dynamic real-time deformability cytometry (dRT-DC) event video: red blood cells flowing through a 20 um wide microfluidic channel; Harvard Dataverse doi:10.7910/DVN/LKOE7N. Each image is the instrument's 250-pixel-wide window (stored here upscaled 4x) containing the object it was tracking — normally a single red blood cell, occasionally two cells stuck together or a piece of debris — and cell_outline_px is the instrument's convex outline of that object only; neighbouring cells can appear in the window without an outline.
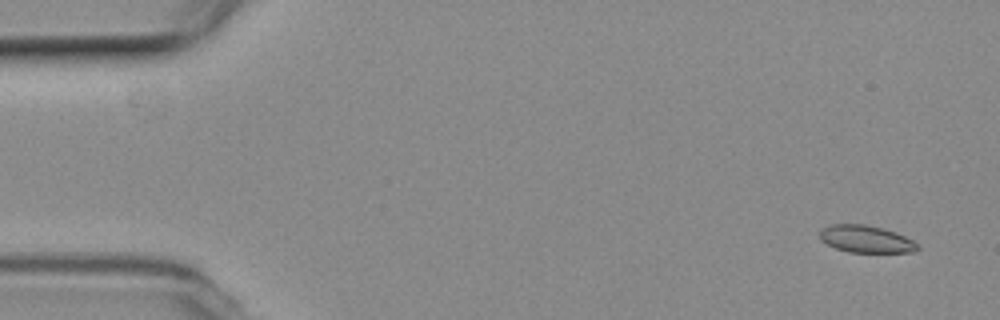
{"species": "common noctule bat (a hibernating species)", "species_latin": "Nyctalus noctula", "temperature_condition": "room temperature", "stored_images_in_passage": 54, "camera_frame_rate_fps": 3000, "um_per_image_px": 0.085, "animal": {"sex": "female", "body_mass_g": 19.3, "forearm_length_mm": 54.1}, "frame": {"image": 1, "passage_image": 3, "time_ms": 0.667, "image_size_px": [1000, 320], "cell_outline_px": [[920, 248], [912, 252], [848, 252], [836, 248], [820, 240], [820, 232], [824, 228], [832, 224], [864, 224], [884, 228], [896, 232], [912, 240]], "centroid_in_image_um": [73.61, 20.31], "position_along_channel_um": 11.4, "area_um2": 15.37}}
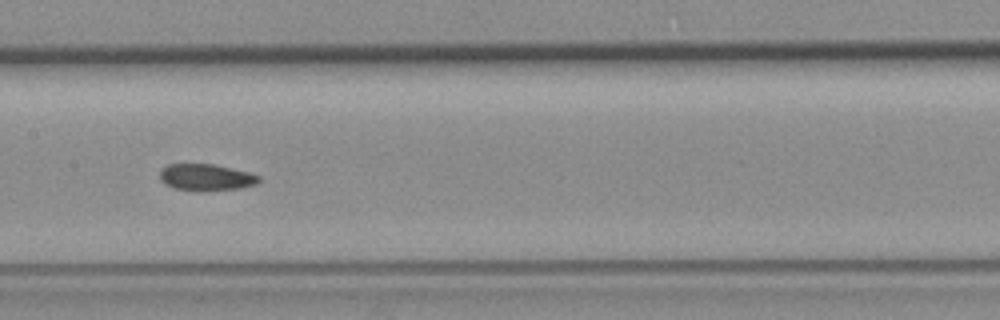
{"frame": {"image": 2, "passage_image": 27, "time_ms": 8.667, "image_size_px": [1000, 320], "cell_outline_px": [[260, 180], [256, 184], [240, 188], [204, 192], [196, 192], [172, 188], [164, 184], [160, 180], [160, 168], [168, 164], [212, 164], [248, 172], [260, 176]], "centroid_in_image_um": [17.46, 15.1], "position_along_channel_um": 189.9, "area_um2": 15.72}}
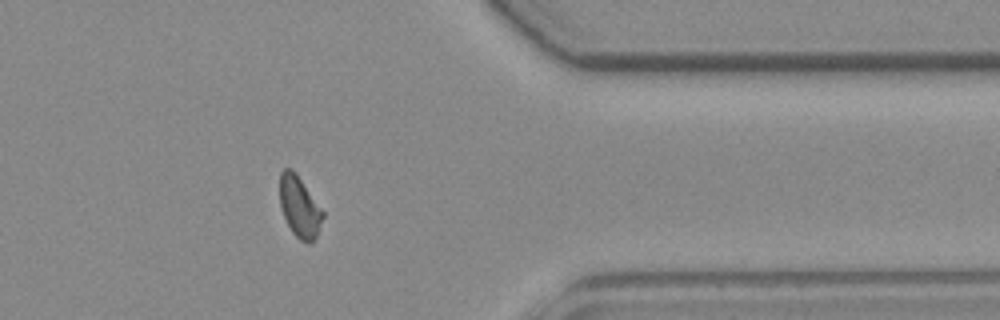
{"frame": {"image": 3, "passage_image": 44, "time_ms": 14.333, "image_size_px": [1000, 320], "cell_outline_px": [[324, 216], [316, 236], [312, 244], [308, 244], [300, 240], [292, 232], [284, 216], [280, 204], [280, 172], [284, 168], [292, 168], [296, 172], [324, 212]], "centroid_in_image_um": [25.46, 17.57], "position_along_channel_um": 385.9, "area_um2": 15.32}}